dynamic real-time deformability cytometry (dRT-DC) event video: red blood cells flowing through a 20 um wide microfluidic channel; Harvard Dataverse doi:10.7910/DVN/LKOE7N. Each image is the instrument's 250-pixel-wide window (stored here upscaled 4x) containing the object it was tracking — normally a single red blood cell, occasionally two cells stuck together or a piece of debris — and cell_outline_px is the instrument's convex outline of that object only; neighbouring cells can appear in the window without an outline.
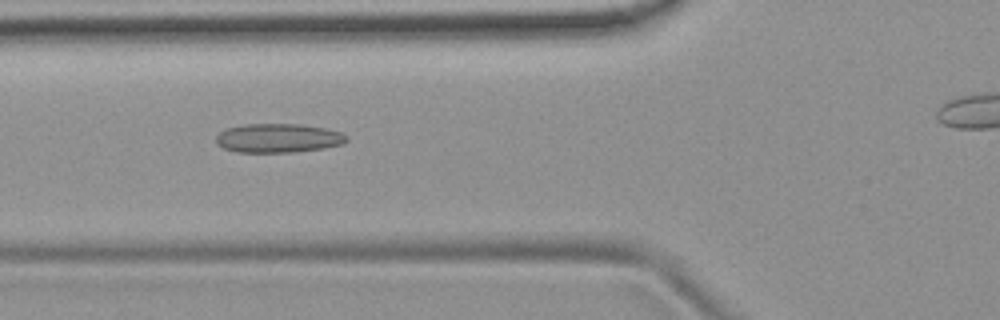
{"species": "common noctule bat (a hibernating species)", "species_latin": "Nyctalus noctula", "temperature_condition": "room temperature", "stored_images_in_passage": 33, "camera_frame_rate_fps": 3000, "um_per_image_px": 0.085, "animal": {"sex": "female", "body_mass_g": 19.9}, "frame": {"image": 1, "passage_image": 6, "time_ms": 1.667, "image_size_px": [1000, 320], "cell_outline_px": [[348, 140], [344, 144], [324, 148], [296, 152], [236, 152], [224, 148], [216, 144], [216, 136], [220, 132], [228, 128], [244, 124], [300, 124], [324, 128], [344, 132], [348, 136]], "centroid_in_image_um": [23.69, 11.74], "position_along_channel_um": 102.1, "area_um2": 22.25}}
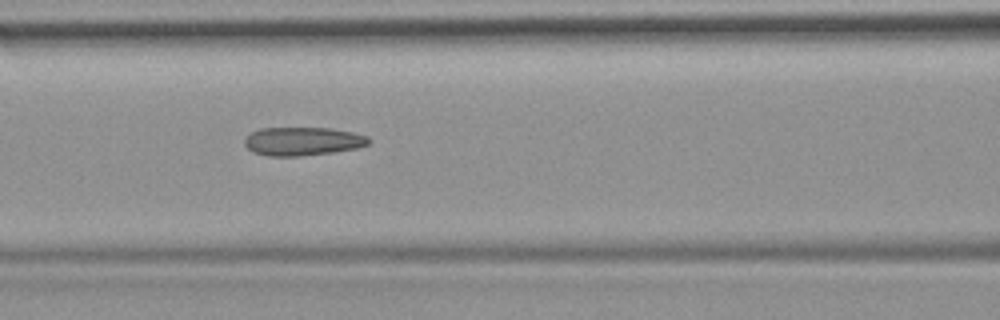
{"frame": {"image": 2, "passage_image": 9, "time_ms": 2.667, "image_size_px": [1000, 320], "cell_outline_px": [[372, 140], [368, 144], [356, 148], [332, 152], [300, 156], [268, 156], [252, 152], [244, 144], [244, 140], [252, 132], [260, 128], [332, 128], [352, 132], [368, 136]], "centroid_in_image_um": [25.73, 12.01], "position_along_channel_um": 140.9, "area_um2": 20.58}}
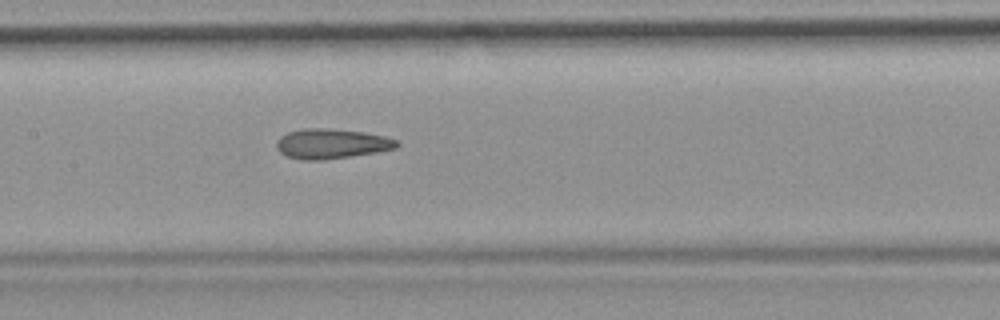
{"frame": {"image": 3, "passage_image": 12, "time_ms": 3.667, "image_size_px": [1000, 320], "cell_outline_px": [[400, 144], [396, 148], [376, 152], [352, 156], [320, 160], [304, 160], [288, 156], [280, 152], [276, 148], [276, 140], [280, 136], [288, 132], [304, 128], [328, 128], [364, 132], [384, 136], [400, 140]], "centroid_in_image_um": [28.19, 12.21], "position_along_channel_um": 179.2, "area_um2": 21.04}}